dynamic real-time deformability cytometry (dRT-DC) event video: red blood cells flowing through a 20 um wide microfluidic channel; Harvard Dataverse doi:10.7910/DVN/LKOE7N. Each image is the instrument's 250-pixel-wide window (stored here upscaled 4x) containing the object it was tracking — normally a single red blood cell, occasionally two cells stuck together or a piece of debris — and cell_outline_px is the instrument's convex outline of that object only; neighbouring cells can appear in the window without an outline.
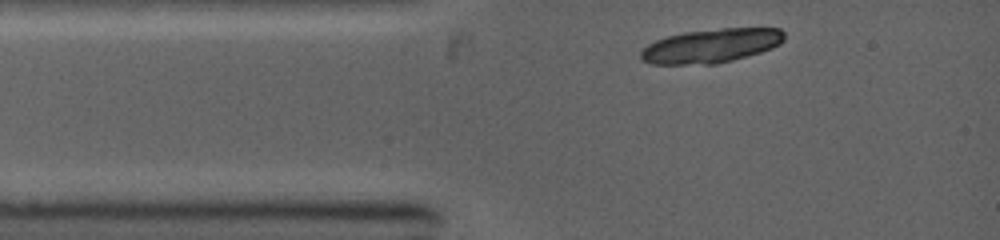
{"species": "common noctule bat (a hibernating species)", "species_latin": "Nyctalus noctula", "temperature_condition": "warm", "stored_images_in_passage": 1, "camera_frame_rate_fps": 5000, "um_per_image_px": 0.085, "animal": {"sex": "female", "body_mass_g": 19.0, "forearm_length_mm": 53.3}, "frame": {"image": 1, "passage_image": 1, "time_ms": 0.0, "image_size_px": [1000, 240], "cell_outline_px": [[784, 40], [780, 44], [772, 48], [760, 52], [732, 60], [716, 64], [652, 64], [644, 60], [640, 56], [640, 52], [648, 44], [656, 40], [668, 36], [684, 32], [720, 28], [780, 28], [784, 32]], "centroid_in_image_um": [60.46, 3.88], "position_along_channel_um": 24.5, "area_um2": 28.32}}